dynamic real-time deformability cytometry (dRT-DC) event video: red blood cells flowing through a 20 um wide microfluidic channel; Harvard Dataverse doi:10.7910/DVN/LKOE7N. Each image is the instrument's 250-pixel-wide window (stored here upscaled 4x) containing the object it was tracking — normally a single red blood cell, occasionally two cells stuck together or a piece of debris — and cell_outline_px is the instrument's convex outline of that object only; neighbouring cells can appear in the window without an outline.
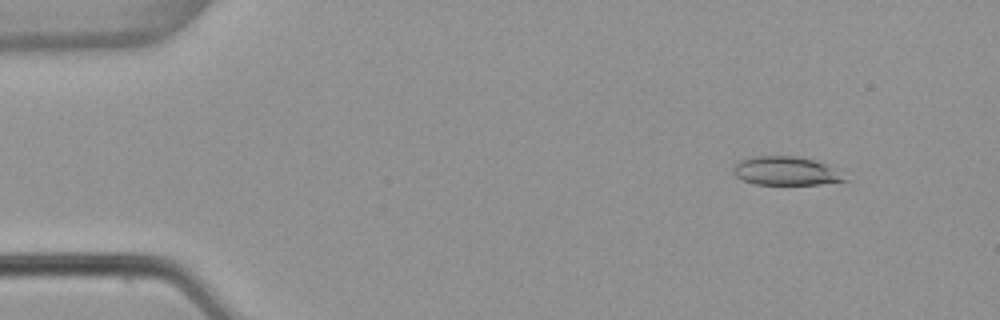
{"species": "common noctule bat (a hibernating species)", "species_latin": "Nyctalus noctula", "temperature_condition": "warm", "stored_images_in_passage": 53, "camera_frame_rate_fps": 3000, "um_per_image_px": 0.085, "animal": {"sex": "female", "body_mass_g": 22.7, "forearm_length_mm": 54.2}, "frame": {"image": 1, "passage_image": 6, "time_ms": 1.667, "image_size_px": [1000, 320], "cell_outline_px": [[848, 180], [820, 184], [756, 184], [744, 180], [736, 176], [732, 172], [732, 168], [740, 160], [752, 156], [796, 156], [816, 160], [824, 164]], "centroid_in_image_um": [66.71, 14.52], "position_along_channel_um": 18.3, "area_um2": 18.21}}
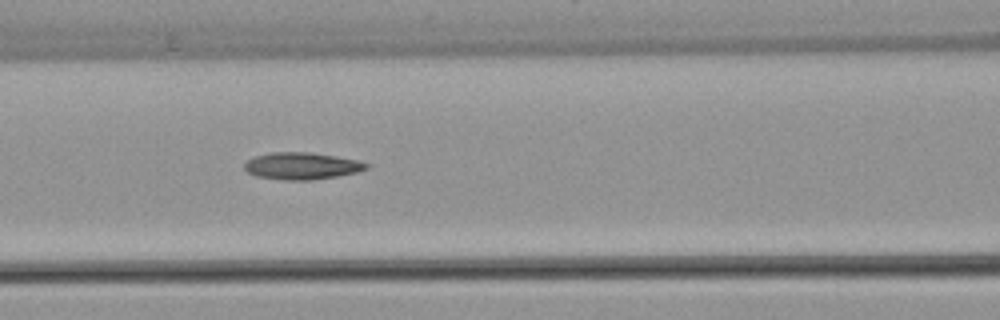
{"frame": {"image": 2, "passage_image": 23, "time_ms": 7.333, "image_size_px": [1000, 320], "cell_outline_px": [[372, 164], [368, 168], [356, 172], [336, 176], [312, 180], [284, 180], [256, 176], [248, 172], [244, 168], [244, 164], [248, 160], [256, 156], [272, 152], [308, 152], [336, 156], [360, 160]], "centroid_in_image_um": [25.69, 14.1], "position_along_channel_um": 140.9, "area_um2": 19.19}}
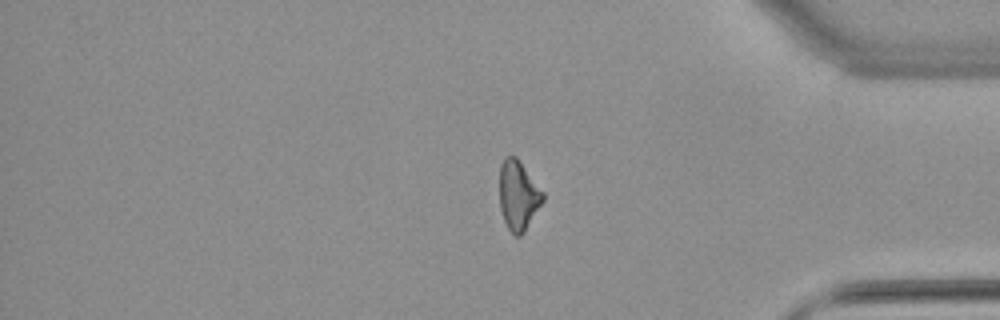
{"frame": {"image": 3, "passage_image": 44, "time_ms": 14.333, "image_size_px": [1000, 320], "cell_outline_px": [[544, 200], [524, 232], [520, 236], [516, 236], [508, 228], [504, 220], [500, 208], [500, 164], [504, 156], [516, 156], [544, 192]], "centroid_in_image_um": [44.05, 16.59], "position_along_channel_um": 391.1, "area_um2": 17.51}}